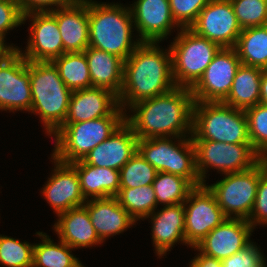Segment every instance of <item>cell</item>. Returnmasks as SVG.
<instances>
[{
    "label": "cell",
    "mask_w": 267,
    "mask_h": 267,
    "mask_svg": "<svg viewBox=\"0 0 267 267\" xmlns=\"http://www.w3.org/2000/svg\"><path fill=\"white\" fill-rule=\"evenodd\" d=\"M194 97L190 88L175 87L160 96L133 104L125 117L138 139L192 135Z\"/></svg>",
    "instance_id": "cell-1"
},
{
    "label": "cell",
    "mask_w": 267,
    "mask_h": 267,
    "mask_svg": "<svg viewBox=\"0 0 267 267\" xmlns=\"http://www.w3.org/2000/svg\"><path fill=\"white\" fill-rule=\"evenodd\" d=\"M167 50L163 51L157 42H141L124 61L123 84L117 97L125 112L126 106L129 108L176 87L172 76L171 53L170 49Z\"/></svg>",
    "instance_id": "cell-2"
},
{
    "label": "cell",
    "mask_w": 267,
    "mask_h": 267,
    "mask_svg": "<svg viewBox=\"0 0 267 267\" xmlns=\"http://www.w3.org/2000/svg\"><path fill=\"white\" fill-rule=\"evenodd\" d=\"M134 22L129 7L89 0V46L125 61L141 43L132 40ZM133 41V42H132Z\"/></svg>",
    "instance_id": "cell-3"
},
{
    "label": "cell",
    "mask_w": 267,
    "mask_h": 267,
    "mask_svg": "<svg viewBox=\"0 0 267 267\" xmlns=\"http://www.w3.org/2000/svg\"><path fill=\"white\" fill-rule=\"evenodd\" d=\"M32 106L40 115L47 135L54 134L65 122L72 95L51 61H30Z\"/></svg>",
    "instance_id": "cell-4"
},
{
    "label": "cell",
    "mask_w": 267,
    "mask_h": 267,
    "mask_svg": "<svg viewBox=\"0 0 267 267\" xmlns=\"http://www.w3.org/2000/svg\"><path fill=\"white\" fill-rule=\"evenodd\" d=\"M191 138L230 144L250 143L245 110L223 102H195Z\"/></svg>",
    "instance_id": "cell-5"
},
{
    "label": "cell",
    "mask_w": 267,
    "mask_h": 267,
    "mask_svg": "<svg viewBox=\"0 0 267 267\" xmlns=\"http://www.w3.org/2000/svg\"><path fill=\"white\" fill-rule=\"evenodd\" d=\"M126 116H104L79 123H64L54 134L53 158L63 163L83 160L97 145L109 138Z\"/></svg>",
    "instance_id": "cell-6"
},
{
    "label": "cell",
    "mask_w": 267,
    "mask_h": 267,
    "mask_svg": "<svg viewBox=\"0 0 267 267\" xmlns=\"http://www.w3.org/2000/svg\"><path fill=\"white\" fill-rule=\"evenodd\" d=\"M171 43L172 76L176 87L192 88L221 49L189 28H180Z\"/></svg>",
    "instance_id": "cell-7"
},
{
    "label": "cell",
    "mask_w": 267,
    "mask_h": 267,
    "mask_svg": "<svg viewBox=\"0 0 267 267\" xmlns=\"http://www.w3.org/2000/svg\"><path fill=\"white\" fill-rule=\"evenodd\" d=\"M175 138L138 139L137 151L158 172L182 176L195 187L203 185L196 170L195 147L191 136L178 137L177 144L172 141Z\"/></svg>",
    "instance_id": "cell-8"
},
{
    "label": "cell",
    "mask_w": 267,
    "mask_h": 267,
    "mask_svg": "<svg viewBox=\"0 0 267 267\" xmlns=\"http://www.w3.org/2000/svg\"><path fill=\"white\" fill-rule=\"evenodd\" d=\"M267 168L262 159L252 169L224 174L220 181L206 185L214 194L219 207L227 218L248 219L253 210L260 174ZM233 215V216H232Z\"/></svg>",
    "instance_id": "cell-9"
},
{
    "label": "cell",
    "mask_w": 267,
    "mask_h": 267,
    "mask_svg": "<svg viewBox=\"0 0 267 267\" xmlns=\"http://www.w3.org/2000/svg\"><path fill=\"white\" fill-rule=\"evenodd\" d=\"M192 141L195 147L196 170L202 184L206 182L207 168H214L222 174L238 173L252 169L263 159L251 143Z\"/></svg>",
    "instance_id": "cell-10"
},
{
    "label": "cell",
    "mask_w": 267,
    "mask_h": 267,
    "mask_svg": "<svg viewBox=\"0 0 267 267\" xmlns=\"http://www.w3.org/2000/svg\"><path fill=\"white\" fill-rule=\"evenodd\" d=\"M31 106L30 61L11 50L0 60V110L30 112Z\"/></svg>",
    "instance_id": "cell-11"
},
{
    "label": "cell",
    "mask_w": 267,
    "mask_h": 267,
    "mask_svg": "<svg viewBox=\"0 0 267 267\" xmlns=\"http://www.w3.org/2000/svg\"><path fill=\"white\" fill-rule=\"evenodd\" d=\"M184 207L185 240L186 244L191 247H195L227 218L206 184L195 187L189 193Z\"/></svg>",
    "instance_id": "cell-12"
},
{
    "label": "cell",
    "mask_w": 267,
    "mask_h": 267,
    "mask_svg": "<svg viewBox=\"0 0 267 267\" xmlns=\"http://www.w3.org/2000/svg\"><path fill=\"white\" fill-rule=\"evenodd\" d=\"M241 61L234 47L221 48L191 88L195 102H222L229 94Z\"/></svg>",
    "instance_id": "cell-13"
},
{
    "label": "cell",
    "mask_w": 267,
    "mask_h": 267,
    "mask_svg": "<svg viewBox=\"0 0 267 267\" xmlns=\"http://www.w3.org/2000/svg\"><path fill=\"white\" fill-rule=\"evenodd\" d=\"M189 29L221 48L235 47L242 32L230 0H210Z\"/></svg>",
    "instance_id": "cell-14"
},
{
    "label": "cell",
    "mask_w": 267,
    "mask_h": 267,
    "mask_svg": "<svg viewBox=\"0 0 267 267\" xmlns=\"http://www.w3.org/2000/svg\"><path fill=\"white\" fill-rule=\"evenodd\" d=\"M30 17V33L25 53L18 51L27 61H53L64 54L63 42L56 18L50 12H29L23 22Z\"/></svg>",
    "instance_id": "cell-15"
},
{
    "label": "cell",
    "mask_w": 267,
    "mask_h": 267,
    "mask_svg": "<svg viewBox=\"0 0 267 267\" xmlns=\"http://www.w3.org/2000/svg\"><path fill=\"white\" fill-rule=\"evenodd\" d=\"M253 232L251 224L242 218H226L209 232L194 248L201 253L223 260L247 246Z\"/></svg>",
    "instance_id": "cell-16"
},
{
    "label": "cell",
    "mask_w": 267,
    "mask_h": 267,
    "mask_svg": "<svg viewBox=\"0 0 267 267\" xmlns=\"http://www.w3.org/2000/svg\"><path fill=\"white\" fill-rule=\"evenodd\" d=\"M133 4L129 8L141 42L160 43L171 29L181 28L172 16L169 0H137Z\"/></svg>",
    "instance_id": "cell-17"
},
{
    "label": "cell",
    "mask_w": 267,
    "mask_h": 267,
    "mask_svg": "<svg viewBox=\"0 0 267 267\" xmlns=\"http://www.w3.org/2000/svg\"><path fill=\"white\" fill-rule=\"evenodd\" d=\"M104 116H126L118 97L105 88H87L72 92L64 123H79Z\"/></svg>",
    "instance_id": "cell-18"
},
{
    "label": "cell",
    "mask_w": 267,
    "mask_h": 267,
    "mask_svg": "<svg viewBox=\"0 0 267 267\" xmlns=\"http://www.w3.org/2000/svg\"><path fill=\"white\" fill-rule=\"evenodd\" d=\"M54 170L44 185L42 195L57 216L70 209L81 207L86 200L81 192L80 180L76 169L68 163L53 158Z\"/></svg>",
    "instance_id": "cell-19"
},
{
    "label": "cell",
    "mask_w": 267,
    "mask_h": 267,
    "mask_svg": "<svg viewBox=\"0 0 267 267\" xmlns=\"http://www.w3.org/2000/svg\"><path fill=\"white\" fill-rule=\"evenodd\" d=\"M138 138L124 121L115 132L81 160L92 166L120 170L137 152Z\"/></svg>",
    "instance_id": "cell-20"
},
{
    "label": "cell",
    "mask_w": 267,
    "mask_h": 267,
    "mask_svg": "<svg viewBox=\"0 0 267 267\" xmlns=\"http://www.w3.org/2000/svg\"><path fill=\"white\" fill-rule=\"evenodd\" d=\"M49 12L57 20L64 53L83 52L89 47V0H73Z\"/></svg>",
    "instance_id": "cell-21"
},
{
    "label": "cell",
    "mask_w": 267,
    "mask_h": 267,
    "mask_svg": "<svg viewBox=\"0 0 267 267\" xmlns=\"http://www.w3.org/2000/svg\"><path fill=\"white\" fill-rule=\"evenodd\" d=\"M146 218L151 219L152 239L155 251L159 257L164 256L166 252L177 242L186 244L185 240V207L184 203L166 205L159 212H153Z\"/></svg>",
    "instance_id": "cell-22"
},
{
    "label": "cell",
    "mask_w": 267,
    "mask_h": 267,
    "mask_svg": "<svg viewBox=\"0 0 267 267\" xmlns=\"http://www.w3.org/2000/svg\"><path fill=\"white\" fill-rule=\"evenodd\" d=\"M83 206L88 210L92 225L102 242L136 223L116 197L86 200Z\"/></svg>",
    "instance_id": "cell-23"
},
{
    "label": "cell",
    "mask_w": 267,
    "mask_h": 267,
    "mask_svg": "<svg viewBox=\"0 0 267 267\" xmlns=\"http://www.w3.org/2000/svg\"><path fill=\"white\" fill-rule=\"evenodd\" d=\"M54 230L58 238L73 249L103 243L92 225L88 210L76 207L58 215Z\"/></svg>",
    "instance_id": "cell-24"
},
{
    "label": "cell",
    "mask_w": 267,
    "mask_h": 267,
    "mask_svg": "<svg viewBox=\"0 0 267 267\" xmlns=\"http://www.w3.org/2000/svg\"><path fill=\"white\" fill-rule=\"evenodd\" d=\"M84 53L92 87L108 89L118 96L123 84L124 61L116 55L90 46Z\"/></svg>",
    "instance_id": "cell-25"
},
{
    "label": "cell",
    "mask_w": 267,
    "mask_h": 267,
    "mask_svg": "<svg viewBox=\"0 0 267 267\" xmlns=\"http://www.w3.org/2000/svg\"><path fill=\"white\" fill-rule=\"evenodd\" d=\"M76 169L85 200L115 197L120 190L119 171L92 166L82 161L71 163Z\"/></svg>",
    "instance_id": "cell-26"
},
{
    "label": "cell",
    "mask_w": 267,
    "mask_h": 267,
    "mask_svg": "<svg viewBox=\"0 0 267 267\" xmlns=\"http://www.w3.org/2000/svg\"><path fill=\"white\" fill-rule=\"evenodd\" d=\"M263 69L240 65L228 96L222 101L236 109L246 110L260 102V85Z\"/></svg>",
    "instance_id": "cell-27"
},
{
    "label": "cell",
    "mask_w": 267,
    "mask_h": 267,
    "mask_svg": "<svg viewBox=\"0 0 267 267\" xmlns=\"http://www.w3.org/2000/svg\"><path fill=\"white\" fill-rule=\"evenodd\" d=\"M234 48L242 65L267 69V25L242 29Z\"/></svg>",
    "instance_id": "cell-28"
},
{
    "label": "cell",
    "mask_w": 267,
    "mask_h": 267,
    "mask_svg": "<svg viewBox=\"0 0 267 267\" xmlns=\"http://www.w3.org/2000/svg\"><path fill=\"white\" fill-rule=\"evenodd\" d=\"M42 243L34 244L32 267H84L82 263L71 254V248L63 241L53 243L46 233L36 232Z\"/></svg>",
    "instance_id": "cell-29"
},
{
    "label": "cell",
    "mask_w": 267,
    "mask_h": 267,
    "mask_svg": "<svg viewBox=\"0 0 267 267\" xmlns=\"http://www.w3.org/2000/svg\"><path fill=\"white\" fill-rule=\"evenodd\" d=\"M52 62L57 67L61 79L70 90L92 88L84 51L66 52Z\"/></svg>",
    "instance_id": "cell-30"
},
{
    "label": "cell",
    "mask_w": 267,
    "mask_h": 267,
    "mask_svg": "<svg viewBox=\"0 0 267 267\" xmlns=\"http://www.w3.org/2000/svg\"><path fill=\"white\" fill-rule=\"evenodd\" d=\"M115 197L135 221L146 219L157 209V199L152 185L120 188Z\"/></svg>",
    "instance_id": "cell-31"
},
{
    "label": "cell",
    "mask_w": 267,
    "mask_h": 267,
    "mask_svg": "<svg viewBox=\"0 0 267 267\" xmlns=\"http://www.w3.org/2000/svg\"><path fill=\"white\" fill-rule=\"evenodd\" d=\"M152 187L157 205L163 203L165 206L184 203L189 193L195 188L188 179L167 172H158Z\"/></svg>",
    "instance_id": "cell-32"
},
{
    "label": "cell",
    "mask_w": 267,
    "mask_h": 267,
    "mask_svg": "<svg viewBox=\"0 0 267 267\" xmlns=\"http://www.w3.org/2000/svg\"><path fill=\"white\" fill-rule=\"evenodd\" d=\"M158 171L137 151L119 170L120 188H138L152 185Z\"/></svg>",
    "instance_id": "cell-33"
},
{
    "label": "cell",
    "mask_w": 267,
    "mask_h": 267,
    "mask_svg": "<svg viewBox=\"0 0 267 267\" xmlns=\"http://www.w3.org/2000/svg\"><path fill=\"white\" fill-rule=\"evenodd\" d=\"M34 245L0 235V265L3 267H32Z\"/></svg>",
    "instance_id": "cell-34"
},
{
    "label": "cell",
    "mask_w": 267,
    "mask_h": 267,
    "mask_svg": "<svg viewBox=\"0 0 267 267\" xmlns=\"http://www.w3.org/2000/svg\"><path fill=\"white\" fill-rule=\"evenodd\" d=\"M248 135L253 149L267 159V105L258 103L245 110Z\"/></svg>",
    "instance_id": "cell-35"
},
{
    "label": "cell",
    "mask_w": 267,
    "mask_h": 267,
    "mask_svg": "<svg viewBox=\"0 0 267 267\" xmlns=\"http://www.w3.org/2000/svg\"><path fill=\"white\" fill-rule=\"evenodd\" d=\"M242 29L267 25V0H230Z\"/></svg>",
    "instance_id": "cell-36"
},
{
    "label": "cell",
    "mask_w": 267,
    "mask_h": 267,
    "mask_svg": "<svg viewBox=\"0 0 267 267\" xmlns=\"http://www.w3.org/2000/svg\"><path fill=\"white\" fill-rule=\"evenodd\" d=\"M210 0H169L172 16L181 28H189Z\"/></svg>",
    "instance_id": "cell-37"
},
{
    "label": "cell",
    "mask_w": 267,
    "mask_h": 267,
    "mask_svg": "<svg viewBox=\"0 0 267 267\" xmlns=\"http://www.w3.org/2000/svg\"><path fill=\"white\" fill-rule=\"evenodd\" d=\"M264 255L252 241L239 252L221 260L223 267H267Z\"/></svg>",
    "instance_id": "cell-38"
},
{
    "label": "cell",
    "mask_w": 267,
    "mask_h": 267,
    "mask_svg": "<svg viewBox=\"0 0 267 267\" xmlns=\"http://www.w3.org/2000/svg\"><path fill=\"white\" fill-rule=\"evenodd\" d=\"M23 12L15 0H0V41L4 43L6 33L23 22Z\"/></svg>",
    "instance_id": "cell-39"
},
{
    "label": "cell",
    "mask_w": 267,
    "mask_h": 267,
    "mask_svg": "<svg viewBox=\"0 0 267 267\" xmlns=\"http://www.w3.org/2000/svg\"><path fill=\"white\" fill-rule=\"evenodd\" d=\"M247 221L253 229L267 225V168L260 174L254 207Z\"/></svg>",
    "instance_id": "cell-40"
},
{
    "label": "cell",
    "mask_w": 267,
    "mask_h": 267,
    "mask_svg": "<svg viewBox=\"0 0 267 267\" xmlns=\"http://www.w3.org/2000/svg\"><path fill=\"white\" fill-rule=\"evenodd\" d=\"M23 14L29 12H49L54 8L52 6L59 7L70 4L73 0H15ZM51 7V8H50Z\"/></svg>",
    "instance_id": "cell-41"
},
{
    "label": "cell",
    "mask_w": 267,
    "mask_h": 267,
    "mask_svg": "<svg viewBox=\"0 0 267 267\" xmlns=\"http://www.w3.org/2000/svg\"><path fill=\"white\" fill-rule=\"evenodd\" d=\"M189 267H223L221 264V260L207 256L203 253H198L197 256L194 257L190 261Z\"/></svg>",
    "instance_id": "cell-42"
},
{
    "label": "cell",
    "mask_w": 267,
    "mask_h": 267,
    "mask_svg": "<svg viewBox=\"0 0 267 267\" xmlns=\"http://www.w3.org/2000/svg\"><path fill=\"white\" fill-rule=\"evenodd\" d=\"M259 103L267 105V69L262 72Z\"/></svg>",
    "instance_id": "cell-43"
},
{
    "label": "cell",
    "mask_w": 267,
    "mask_h": 267,
    "mask_svg": "<svg viewBox=\"0 0 267 267\" xmlns=\"http://www.w3.org/2000/svg\"><path fill=\"white\" fill-rule=\"evenodd\" d=\"M17 47H14L12 45H6V43H3L2 41H0V60L6 55L8 54L11 50H17Z\"/></svg>",
    "instance_id": "cell-44"
}]
</instances>
